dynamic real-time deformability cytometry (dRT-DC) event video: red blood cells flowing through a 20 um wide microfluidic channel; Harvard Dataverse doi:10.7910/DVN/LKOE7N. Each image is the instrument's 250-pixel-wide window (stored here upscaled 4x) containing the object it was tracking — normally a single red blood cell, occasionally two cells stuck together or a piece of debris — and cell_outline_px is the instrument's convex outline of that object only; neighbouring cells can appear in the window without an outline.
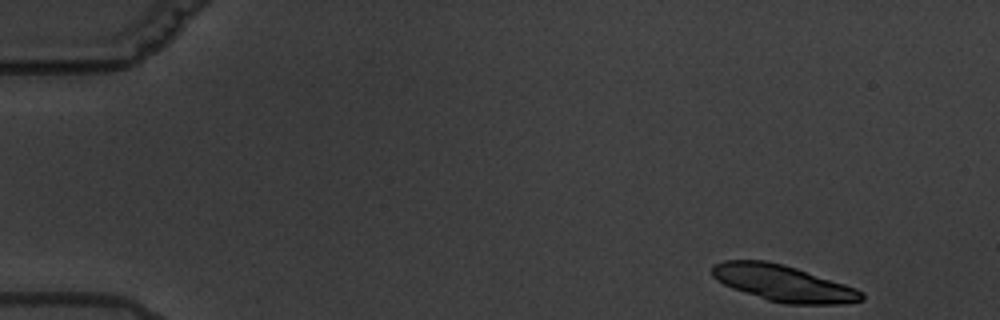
{"species": "common noctule bat (a hibernating species)", "species_latin": "Nyctalus noctula", "temperature_condition": "warm", "stored_images_in_passage": 4, "camera_frame_rate_fps": 3000, "um_per_image_px": 0.085, "animal": {"sex": "male", "body_mass_g": 19.5, "forearm_length_mm": 54.6}, "frame": {"image": 1, "passage_image": 1, "time_ms": 0.0, "image_size_px": [1000, 320], "cell_outline_px": [[864, 300], [840, 304], [784, 304], [768, 300], [732, 288], [716, 280], [712, 276], [712, 268], [716, 264], [724, 260], [768, 260], [796, 268], [856, 288], [864, 296]], "centroid_in_image_um": [66.55, 24.07], "position_along_channel_um": 18.5, "area_um2": 31.33}}